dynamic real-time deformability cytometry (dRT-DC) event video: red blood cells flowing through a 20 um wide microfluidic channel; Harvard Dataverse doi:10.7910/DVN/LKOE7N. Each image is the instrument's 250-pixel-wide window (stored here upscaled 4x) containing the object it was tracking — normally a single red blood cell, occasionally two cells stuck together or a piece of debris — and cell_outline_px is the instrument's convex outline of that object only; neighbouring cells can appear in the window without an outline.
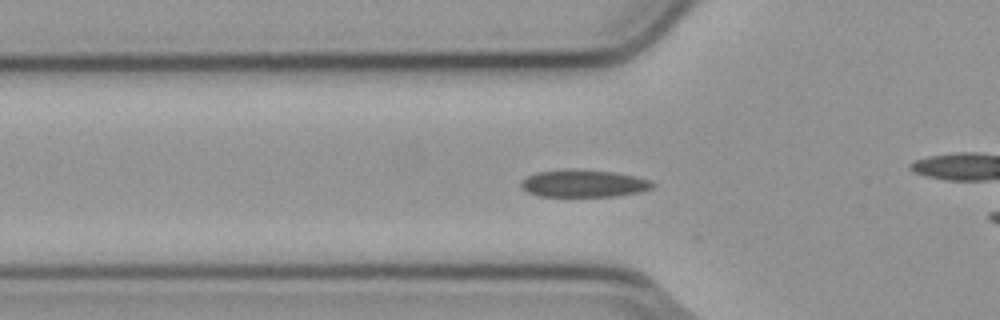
{"species": "common noctule bat (a hibernating species)", "species_latin": "Nyctalus noctula", "temperature_condition": "cold", "stored_images_in_passage": 49, "camera_frame_rate_fps": 3000, "um_per_image_px": 0.085, "animal": {"sex": "male", "body_mass_g": 23.1, "forearm_length_mm": 52.7}, "frame": {"image": 1, "passage_image": 12, "time_ms": 3.667, "image_size_px": [1000, 320], "cell_outline_px": [[656, 184], [652, 188], [640, 192], [616, 196], [536, 196], [528, 192], [520, 184], [520, 180], [536, 172], [564, 168], [576, 168], [616, 172], [636, 176], [652, 180]], "centroid_in_image_um": [49.63, 15.57], "position_along_channel_um": 76.2, "area_um2": 21.44}}
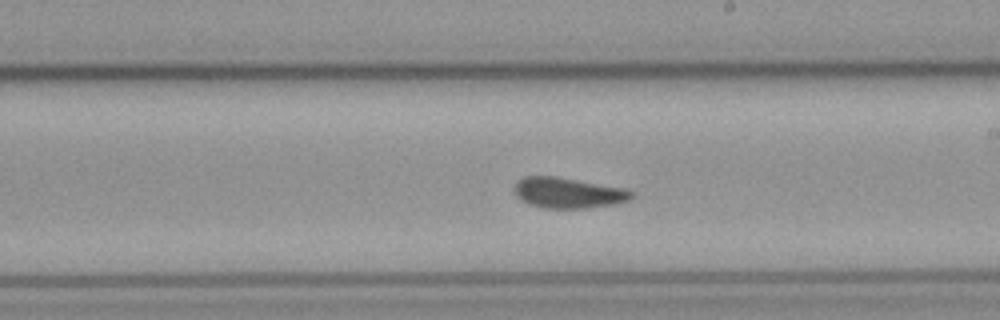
{"frame": {"image": 2, "passage_image": 25, "time_ms": 8.0, "image_size_px": [1000, 320], "cell_outline_px": [[632, 196], [628, 200], [616, 204], [588, 208], [540, 208], [528, 204], [520, 200], [516, 196], [516, 180], [524, 176], [556, 176], [624, 188], [632, 192]], "centroid_in_image_um": [48.25, 16.39], "position_along_channel_um": 240.7, "area_um2": 20.92}}
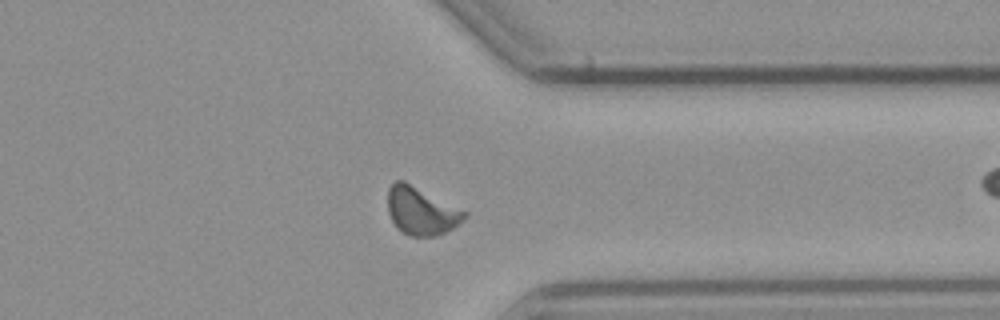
{"frame": {"image": 3, "passage_image": 36, "time_ms": 11.667, "image_size_px": [1000, 320], "cell_outline_px": [[468, 216], [452, 228], [444, 232], [432, 236], [412, 236], [400, 232], [396, 228], [388, 212], [388, 188], [396, 180], [404, 180], [468, 212]], "centroid_in_image_um": [35.79, 17.92], "position_along_channel_um": 375.6, "area_um2": 21.33}, "authors_computed_cell_mechanics": {"area_um2": 20.3456, "velocity_mm_per_s": 3.7762, "shape_relaxation_time_tau1_ms": 5.0061, "shape_relaxation_time_tau2_ms": 1.1028, "deformation_change_tau1": 0.1321, "deformation_change_tau2": 0.0546}}